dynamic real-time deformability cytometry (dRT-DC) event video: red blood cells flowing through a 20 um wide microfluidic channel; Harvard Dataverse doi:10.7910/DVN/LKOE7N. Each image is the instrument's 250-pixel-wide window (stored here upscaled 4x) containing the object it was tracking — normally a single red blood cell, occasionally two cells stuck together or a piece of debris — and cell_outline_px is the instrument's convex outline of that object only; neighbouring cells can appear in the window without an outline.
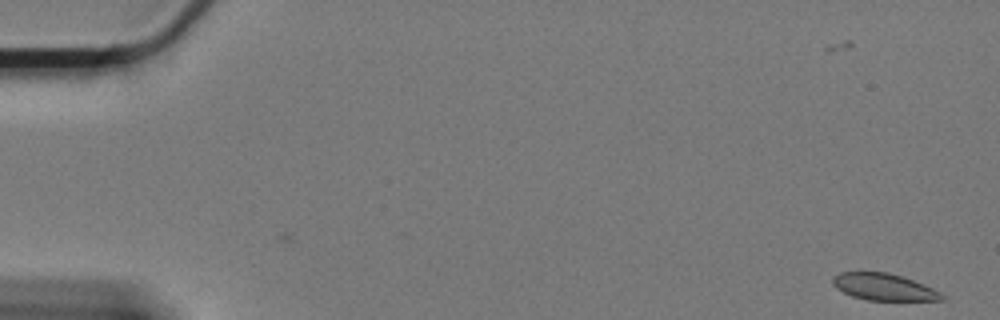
{"species": "Egyptian fruit bat (a non-hibernating species)", "species_latin": "Rousettus aegyptiacus", "temperature_condition": "cold", "stored_images_in_passage": 61, "camera_frame_rate_fps": 3000, "um_per_image_px": 0.085, "animal": {"sex": "female"}, "frame": {"image": 1, "passage_image": 1, "time_ms": 0.0, "image_size_px": [1000, 320], "cell_outline_px": [[944, 300], [868, 300], [852, 296], [836, 288], [832, 284], [832, 276], [840, 272], [888, 272], [924, 284], [940, 292], [944, 296]], "centroid_in_image_um": [75.09, 24.39], "position_along_channel_um": 9.9, "area_um2": 16.94}}
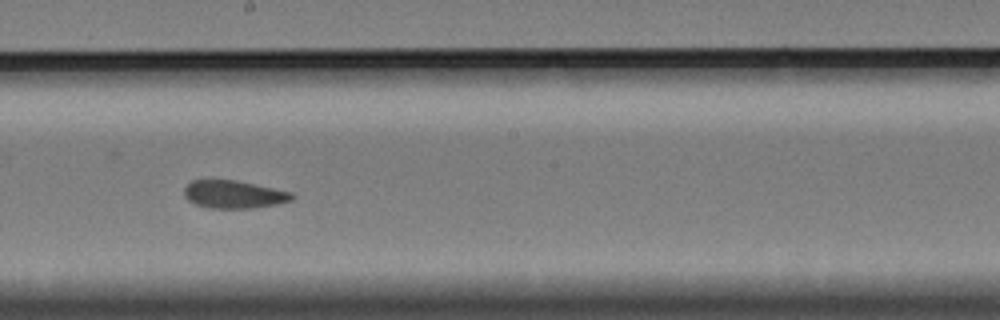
{"frame": {"image": 2, "passage_image": 34, "time_ms": 11.0, "image_size_px": [1000, 320], "cell_outline_px": [[296, 196], [292, 200], [276, 204], [256, 208], [208, 208], [196, 204], [188, 200], [184, 196], [184, 188], [192, 180], [236, 180], [292, 192]], "centroid_in_image_um": [19.88, 16.53], "position_along_channel_um": 228.3, "area_um2": 17.51}}
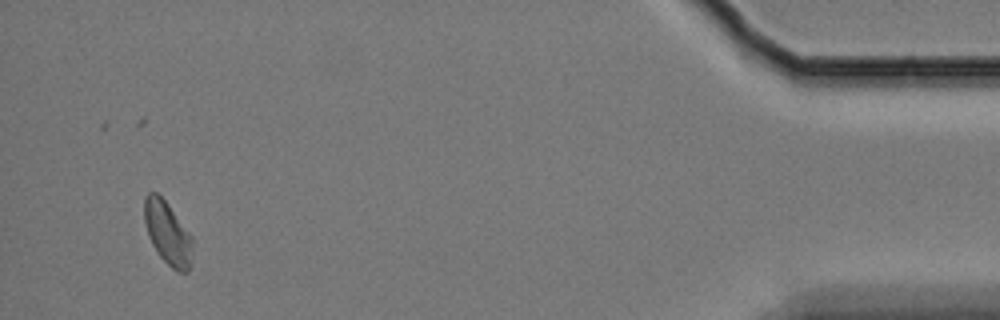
{"frame": {"image": 3, "passage_image": 58, "time_ms": 19.0, "image_size_px": [1000, 320], "cell_outline_px": [[192, 244], [188, 272], [176, 272], [160, 256], [152, 244], [148, 236], [144, 220], [144, 196], [148, 192], [156, 192], [168, 204], [192, 236]], "centroid_in_image_um": [14.22, 19.79], "position_along_channel_um": 421.0, "area_um2": 17.51}, "authors_computed_cell_mechanics": {"area_um2": 18.3226, "velocity_mm_per_s": 3.28, "shape_relaxation_time_tau1_ms": 7.5643, "shape_relaxation_time_tau2_ms": 0.8382, "deformation_change_tau1": 0.1258, "deformation_change_tau2": 0.0497}}